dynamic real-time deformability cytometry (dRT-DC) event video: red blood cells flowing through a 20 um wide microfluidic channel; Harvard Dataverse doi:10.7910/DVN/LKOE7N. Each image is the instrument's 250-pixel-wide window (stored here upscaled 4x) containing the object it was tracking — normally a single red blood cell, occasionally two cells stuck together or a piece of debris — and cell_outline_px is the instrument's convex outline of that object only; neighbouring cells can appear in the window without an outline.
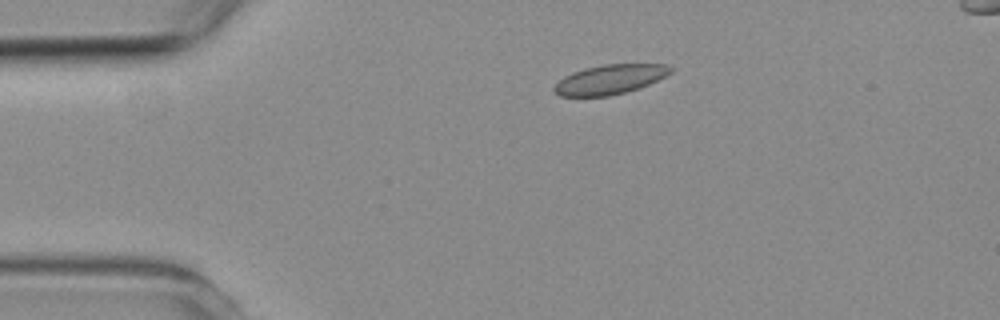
{"species": "common noctule bat (a hibernating species)", "species_latin": "Nyctalus noctula", "temperature_condition": "room temperature", "stored_images_in_passage": 6, "camera_frame_rate_fps": 3000, "um_per_image_px": 0.085, "animal": {"sex": "female", "body_mass_g": 19.3, "forearm_length_mm": 54.1}, "frame": {"image": 1, "passage_image": 6, "time_ms": 5.667, "image_size_px": [1000, 320], "cell_outline_px": [[672, 72], [648, 84], [624, 92], [608, 96], [560, 96], [552, 88], [564, 76], [572, 72], [584, 68], [604, 64], [668, 64], [672, 68]], "centroid_in_image_um": [51.82, 6.74], "position_along_channel_um": 33.2, "area_um2": 19.77}}